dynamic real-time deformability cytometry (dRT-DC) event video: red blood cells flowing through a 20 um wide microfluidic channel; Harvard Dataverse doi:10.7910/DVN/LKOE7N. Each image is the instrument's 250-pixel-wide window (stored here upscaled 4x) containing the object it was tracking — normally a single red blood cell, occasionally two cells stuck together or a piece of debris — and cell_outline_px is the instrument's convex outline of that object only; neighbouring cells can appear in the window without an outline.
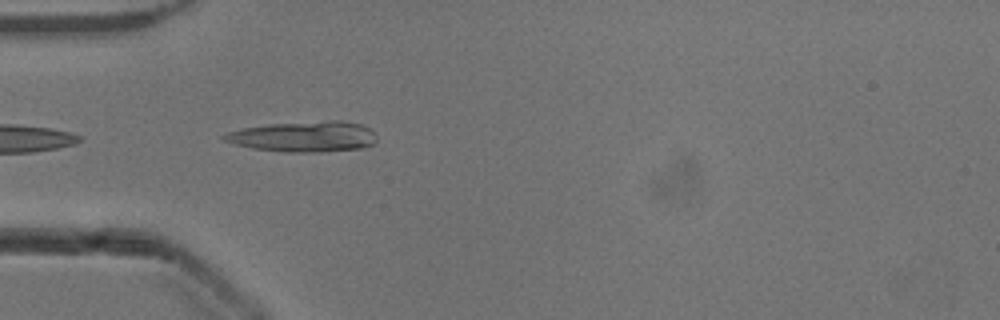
{"species": "common noctule bat (a hibernating species)", "species_latin": "Nyctalus noctula", "temperature_condition": "cold", "stored_images_in_passage": 11, "camera_frame_rate_fps": 3000, "um_per_image_px": 0.085, "animal": {"sex": "male", "body_mass_g": 13.3}, "frame": {"image": 1, "passage_image": 2, "time_ms": 0.333, "image_size_px": [1000, 320], "cell_outline_px": [[376, 140], [372, 144], [364, 148], [320, 152], [280, 152], [252, 148], [236, 144], [224, 140], [220, 136], [228, 132], [244, 128], [268, 124], [328, 120], [340, 120], [360, 124], [368, 128], [376, 136]], "centroid_in_image_um": [25.83, 11.61], "position_along_channel_um": 59.2, "area_um2": 27.22}}
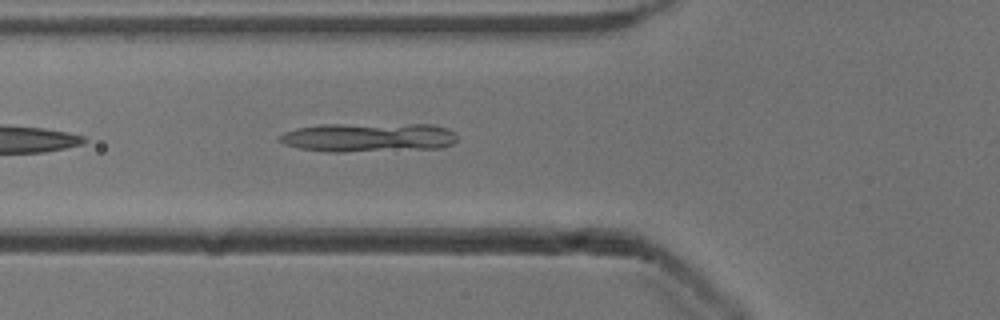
{"frame": {"image": 2, "passage_image": 5, "time_ms": 1.333, "image_size_px": [1000, 320], "cell_outline_px": [[456, 140], [452, 144], [440, 148], [344, 152], [328, 152], [300, 148], [284, 144], [276, 140], [276, 136], [284, 132], [296, 128], [320, 124], [432, 124], [448, 128], [456, 132]], "centroid_in_image_um": [31.28, 11.67], "position_along_channel_um": 94.5, "area_um2": 30.52}}
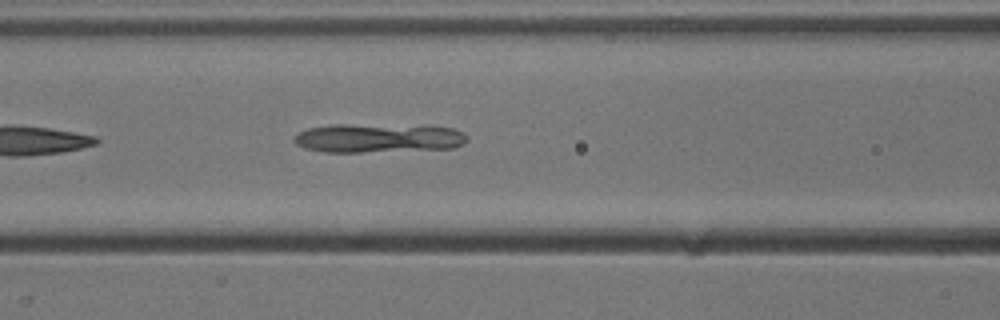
{"frame": {"image": 3, "passage_image": 8, "time_ms": 2.333, "image_size_px": [1000, 320], "cell_outline_px": [[468, 140], [452, 148], [360, 152], [324, 152], [304, 148], [296, 144], [292, 140], [300, 132], [308, 128], [328, 124], [432, 124], [452, 128], [464, 132], [468, 136]], "centroid_in_image_um": [32.19, 11.7], "position_along_channel_um": 134.4, "area_um2": 30.0}}